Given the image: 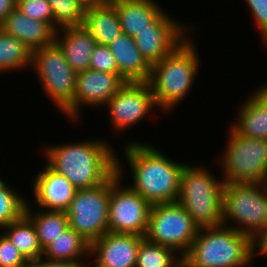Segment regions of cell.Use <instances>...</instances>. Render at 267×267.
<instances>
[{"label": "cell", "mask_w": 267, "mask_h": 267, "mask_svg": "<svg viewBox=\"0 0 267 267\" xmlns=\"http://www.w3.org/2000/svg\"><path fill=\"white\" fill-rule=\"evenodd\" d=\"M16 8L30 19L49 23L55 29V19L48 0H17Z\"/></svg>", "instance_id": "obj_30"}, {"label": "cell", "mask_w": 267, "mask_h": 267, "mask_svg": "<svg viewBox=\"0 0 267 267\" xmlns=\"http://www.w3.org/2000/svg\"><path fill=\"white\" fill-rule=\"evenodd\" d=\"M98 138L45 145L43 158L56 172L76 188L90 189L103 184L116 171V153L110 144Z\"/></svg>", "instance_id": "obj_2"}, {"label": "cell", "mask_w": 267, "mask_h": 267, "mask_svg": "<svg viewBox=\"0 0 267 267\" xmlns=\"http://www.w3.org/2000/svg\"><path fill=\"white\" fill-rule=\"evenodd\" d=\"M89 69L108 73H118L115 57L111 53L108 45L97 44L95 46L90 58Z\"/></svg>", "instance_id": "obj_32"}, {"label": "cell", "mask_w": 267, "mask_h": 267, "mask_svg": "<svg viewBox=\"0 0 267 267\" xmlns=\"http://www.w3.org/2000/svg\"><path fill=\"white\" fill-rule=\"evenodd\" d=\"M126 81L118 73L101 72L92 69L76 74L73 109L65 118L81 121L83 107L101 109L115 95ZM88 106V107H87ZM82 108V109H81Z\"/></svg>", "instance_id": "obj_14"}, {"label": "cell", "mask_w": 267, "mask_h": 267, "mask_svg": "<svg viewBox=\"0 0 267 267\" xmlns=\"http://www.w3.org/2000/svg\"><path fill=\"white\" fill-rule=\"evenodd\" d=\"M27 201L24 214L32 221L39 243L44 249L69 227L66 212L45 211L35 208Z\"/></svg>", "instance_id": "obj_24"}, {"label": "cell", "mask_w": 267, "mask_h": 267, "mask_svg": "<svg viewBox=\"0 0 267 267\" xmlns=\"http://www.w3.org/2000/svg\"><path fill=\"white\" fill-rule=\"evenodd\" d=\"M0 29L22 41L32 52L55 42L56 30L49 23L30 19L17 8L0 23Z\"/></svg>", "instance_id": "obj_18"}, {"label": "cell", "mask_w": 267, "mask_h": 267, "mask_svg": "<svg viewBox=\"0 0 267 267\" xmlns=\"http://www.w3.org/2000/svg\"><path fill=\"white\" fill-rule=\"evenodd\" d=\"M55 43L76 74L89 69L90 58L97 43L83 25L58 29Z\"/></svg>", "instance_id": "obj_19"}, {"label": "cell", "mask_w": 267, "mask_h": 267, "mask_svg": "<svg viewBox=\"0 0 267 267\" xmlns=\"http://www.w3.org/2000/svg\"><path fill=\"white\" fill-rule=\"evenodd\" d=\"M230 129V130H229ZM217 162L224 183H267V139L242 137L231 127Z\"/></svg>", "instance_id": "obj_7"}, {"label": "cell", "mask_w": 267, "mask_h": 267, "mask_svg": "<svg viewBox=\"0 0 267 267\" xmlns=\"http://www.w3.org/2000/svg\"><path fill=\"white\" fill-rule=\"evenodd\" d=\"M259 86L241 99L235 121L230 124L242 137L267 139V85Z\"/></svg>", "instance_id": "obj_17"}, {"label": "cell", "mask_w": 267, "mask_h": 267, "mask_svg": "<svg viewBox=\"0 0 267 267\" xmlns=\"http://www.w3.org/2000/svg\"><path fill=\"white\" fill-rule=\"evenodd\" d=\"M27 261L38 259L43 255V249L32 221L23 214L1 230Z\"/></svg>", "instance_id": "obj_25"}, {"label": "cell", "mask_w": 267, "mask_h": 267, "mask_svg": "<svg viewBox=\"0 0 267 267\" xmlns=\"http://www.w3.org/2000/svg\"><path fill=\"white\" fill-rule=\"evenodd\" d=\"M32 51L19 39L0 29V73L31 69Z\"/></svg>", "instance_id": "obj_26"}, {"label": "cell", "mask_w": 267, "mask_h": 267, "mask_svg": "<svg viewBox=\"0 0 267 267\" xmlns=\"http://www.w3.org/2000/svg\"><path fill=\"white\" fill-rule=\"evenodd\" d=\"M254 260L255 242L222 224L199 229L183 257V267H252Z\"/></svg>", "instance_id": "obj_4"}, {"label": "cell", "mask_w": 267, "mask_h": 267, "mask_svg": "<svg viewBox=\"0 0 267 267\" xmlns=\"http://www.w3.org/2000/svg\"><path fill=\"white\" fill-rule=\"evenodd\" d=\"M143 239V236L135 234L108 231L90 244L88 267H135Z\"/></svg>", "instance_id": "obj_15"}, {"label": "cell", "mask_w": 267, "mask_h": 267, "mask_svg": "<svg viewBox=\"0 0 267 267\" xmlns=\"http://www.w3.org/2000/svg\"><path fill=\"white\" fill-rule=\"evenodd\" d=\"M121 162L116 154V171L111 175L108 231L144 237L151 204L127 184H123L125 179L123 174L126 173L124 163Z\"/></svg>", "instance_id": "obj_9"}, {"label": "cell", "mask_w": 267, "mask_h": 267, "mask_svg": "<svg viewBox=\"0 0 267 267\" xmlns=\"http://www.w3.org/2000/svg\"><path fill=\"white\" fill-rule=\"evenodd\" d=\"M28 261L18 248L1 231L0 232V267H27Z\"/></svg>", "instance_id": "obj_31"}, {"label": "cell", "mask_w": 267, "mask_h": 267, "mask_svg": "<svg viewBox=\"0 0 267 267\" xmlns=\"http://www.w3.org/2000/svg\"><path fill=\"white\" fill-rule=\"evenodd\" d=\"M27 201L14 186L0 179V230L24 214Z\"/></svg>", "instance_id": "obj_28"}, {"label": "cell", "mask_w": 267, "mask_h": 267, "mask_svg": "<svg viewBox=\"0 0 267 267\" xmlns=\"http://www.w3.org/2000/svg\"><path fill=\"white\" fill-rule=\"evenodd\" d=\"M249 8L254 25L260 33L262 45L267 49V0H244Z\"/></svg>", "instance_id": "obj_33"}, {"label": "cell", "mask_w": 267, "mask_h": 267, "mask_svg": "<svg viewBox=\"0 0 267 267\" xmlns=\"http://www.w3.org/2000/svg\"><path fill=\"white\" fill-rule=\"evenodd\" d=\"M103 107L108 109L111 128L117 136L158 109L148 82H126Z\"/></svg>", "instance_id": "obj_12"}, {"label": "cell", "mask_w": 267, "mask_h": 267, "mask_svg": "<svg viewBox=\"0 0 267 267\" xmlns=\"http://www.w3.org/2000/svg\"><path fill=\"white\" fill-rule=\"evenodd\" d=\"M187 163L181 174L177 202L186 209L199 228L223 224V187L221 177L206 165Z\"/></svg>", "instance_id": "obj_5"}, {"label": "cell", "mask_w": 267, "mask_h": 267, "mask_svg": "<svg viewBox=\"0 0 267 267\" xmlns=\"http://www.w3.org/2000/svg\"><path fill=\"white\" fill-rule=\"evenodd\" d=\"M82 25L99 45H108L122 32L119 15L111 2L86 8Z\"/></svg>", "instance_id": "obj_22"}, {"label": "cell", "mask_w": 267, "mask_h": 267, "mask_svg": "<svg viewBox=\"0 0 267 267\" xmlns=\"http://www.w3.org/2000/svg\"><path fill=\"white\" fill-rule=\"evenodd\" d=\"M189 36L173 52L151 67L148 83L158 111L167 115L175 111L193 88L202 66L195 41ZM178 105V106H177ZM174 111H173V110Z\"/></svg>", "instance_id": "obj_3"}, {"label": "cell", "mask_w": 267, "mask_h": 267, "mask_svg": "<svg viewBox=\"0 0 267 267\" xmlns=\"http://www.w3.org/2000/svg\"><path fill=\"white\" fill-rule=\"evenodd\" d=\"M223 225L256 242L267 230V183H225Z\"/></svg>", "instance_id": "obj_6"}, {"label": "cell", "mask_w": 267, "mask_h": 267, "mask_svg": "<svg viewBox=\"0 0 267 267\" xmlns=\"http://www.w3.org/2000/svg\"><path fill=\"white\" fill-rule=\"evenodd\" d=\"M77 1L81 5H83L85 9L89 7L102 6L111 2V0H77Z\"/></svg>", "instance_id": "obj_37"}, {"label": "cell", "mask_w": 267, "mask_h": 267, "mask_svg": "<svg viewBox=\"0 0 267 267\" xmlns=\"http://www.w3.org/2000/svg\"><path fill=\"white\" fill-rule=\"evenodd\" d=\"M123 152L131 171L128 186L151 205L177 202L185 165L166 156L151 143L126 140ZM177 161V162H176Z\"/></svg>", "instance_id": "obj_1"}, {"label": "cell", "mask_w": 267, "mask_h": 267, "mask_svg": "<svg viewBox=\"0 0 267 267\" xmlns=\"http://www.w3.org/2000/svg\"><path fill=\"white\" fill-rule=\"evenodd\" d=\"M111 3L119 15L122 32L133 38L166 12L155 0H111Z\"/></svg>", "instance_id": "obj_21"}, {"label": "cell", "mask_w": 267, "mask_h": 267, "mask_svg": "<svg viewBox=\"0 0 267 267\" xmlns=\"http://www.w3.org/2000/svg\"><path fill=\"white\" fill-rule=\"evenodd\" d=\"M118 66V74L126 82H148L151 76V65L145 60L133 37L121 32L108 44Z\"/></svg>", "instance_id": "obj_20"}, {"label": "cell", "mask_w": 267, "mask_h": 267, "mask_svg": "<svg viewBox=\"0 0 267 267\" xmlns=\"http://www.w3.org/2000/svg\"><path fill=\"white\" fill-rule=\"evenodd\" d=\"M17 0H0V23L16 8Z\"/></svg>", "instance_id": "obj_35"}, {"label": "cell", "mask_w": 267, "mask_h": 267, "mask_svg": "<svg viewBox=\"0 0 267 267\" xmlns=\"http://www.w3.org/2000/svg\"><path fill=\"white\" fill-rule=\"evenodd\" d=\"M111 176L101 185L78 189L66 215L69 227L90 244L108 232Z\"/></svg>", "instance_id": "obj_11"}, {"label": "cell", "mask_w": 267, "mask_h": 267, "mask_svg": "<svg viewBox=\"0 0 267 267\" xmlns=\"http://www.w3.org/2000/svg\"><path fill=\"white\" fill-rule=\"evenodd\" d=\"M31 70L35 72L44 96L65 116L73 109L76 73L54 42L32 52Z\"/></svg>", "instance_id": "obj_8"}, {"label": "cell", "mask_w": 267, "mask_h": 267, "mask_svg": "<svg viewBox=\"0 0 267 267\" xmlns=\"http://www.w3.org/2000/svg\"><path fill=\"white\" fill-rule=\"evenodd\" d=\"M135 267H183V257L172 248L144 238L139 245Z\"/></svg>", "instance_id": "obj_27"}, {"label": "cell", "mask_w": 267, "mask_h": 267, "mask_svg": "<svg viewBox=\"0 0 267 267\" xmlns=\"http://www.w3.org/2000/svg\"><path fill=\"white\" fill-rule=\"evenodd\" d=\"M55 19V30L83 24L85 8L77 0H48Z\"/></svg>", "instance_id": "obj_29"}, {"label": "cell", "mask_w": 267, "mask_h": 267, "mask_svg": "<svg viewBox=\"0 0 267 267\" xmlns=\"http://www.w3.org/2000/svg\"><path fill=\"white\" fill-rule=\"evenodd\" d=\"M256 256H262L267 258V230L264 234L255 242Z\"/></svg>", "instance_id": "obj_36"}, {"label": "cell", "mask_w": 267, "mask_h": 267, "mask_svg": "<svg viewBox=\"0 0 267 267\" xmlns=\"http://www.w3.org/2000/svg\"><path fill=\"white\" fill-rule=\"evenodd\" d=\"M89 263H73L67 261H52L40 257L38 259L28 261L27 267H88Z\"/></svg>", "instance_id": "obj_34"}, {"label": "cell", "mask_w": 267, "mask_h": 267, "mask_svg": "<svg viewBox=\"0 0 267 267\" xmlns=\"http://www.w3.org/2000/svg\"><path fill=\"white\" fill-rule=\"evenodd\" d=\"M32 180V198L36 208L45 211L66 212L76 192L73 184L46 162Z\"/></svg>", "instance_id": "obj_16"}, {"label": "cell", "mask_w": 267, "mask_h": 267, "mask_svg": "<svg viewBox=\"0 0 267 267\" xmlns=\"http://www.w3.org/2000/svg\"><path fill=\"white\" fill-rule=\"evenodd\" d=\"M199 227L178 202L151 205L144 238L169 247L182 257L189 251Z\"/></svg>", "instance_id": "obj_10"}, {"label": "cell", "mask_w": 267, "mask_h": 267, "mask_svg": "<svg viewBox=\"0 0 267 267\" xmlns=\"http://www.w3.org/2000/svg\"><path fill=\"white\" fill-rule=\"evenodd\" d=\"M45 259L73 263H89L90 243L71 227L43 249ZM86 259V260H85Z\"/></svg>", "instance_id": "obj_23"}, {"label": "cell", "mask_w": 267, "mask_h": 267, "mask_svg": "<svg viewBox=\"0 0 267 267\" xmlns=\"http://www.w3.org/2000/svg\"><path fill=\"white\" fill-rule=\"evenodd\" d=\"M174 17L167 11L148 29L134 37L136 47L151 66L173 52L194 33V27Z\"/></svg>", "instance_id": "obj_13"}]
</instances>
